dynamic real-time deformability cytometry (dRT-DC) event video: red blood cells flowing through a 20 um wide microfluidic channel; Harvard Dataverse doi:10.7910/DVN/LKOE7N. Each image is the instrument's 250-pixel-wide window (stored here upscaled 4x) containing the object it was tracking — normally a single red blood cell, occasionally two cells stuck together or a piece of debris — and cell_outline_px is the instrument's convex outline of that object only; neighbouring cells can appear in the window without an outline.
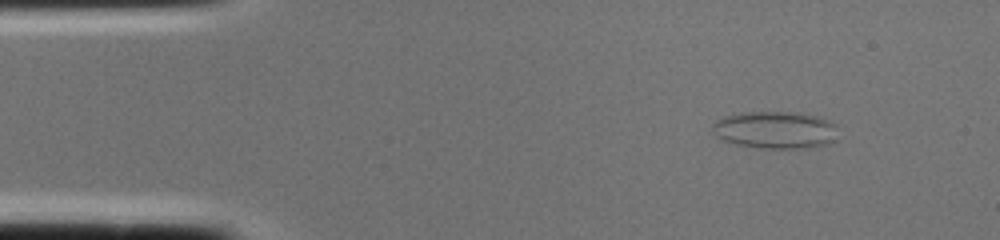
{"species": "common noctule bat (a hibernating species)", "species_latin": "Nyctalus noctula", "temperature_condition": "cold", "stored_images_in_passage": 1, "camera_frame_rate_fps": 3000, "um_per_image_px": 0.085, "animal": {"sex": "female", "body_mass_g": 22.0, "forearm_length_mm": 56.7}, "frame": {"image": 1, "passage_image": 1, "time_ms": 0.0, "image_size_px": [1000, 240], "cell_outline_px": [[836, 140], [828, 144], [808, 148], [760, 148], [736, 144], [724, 140], [716, 136], [712, 132], [712, 124], [716, 120], [724, 116], [740, 112], [800, 112], [816, 116], [828, 120], [836, 124]], "centroid_in_image_um": [65.9, 11.04], "position_along_channel_um": 19.1, "area_um2": 27.57}}